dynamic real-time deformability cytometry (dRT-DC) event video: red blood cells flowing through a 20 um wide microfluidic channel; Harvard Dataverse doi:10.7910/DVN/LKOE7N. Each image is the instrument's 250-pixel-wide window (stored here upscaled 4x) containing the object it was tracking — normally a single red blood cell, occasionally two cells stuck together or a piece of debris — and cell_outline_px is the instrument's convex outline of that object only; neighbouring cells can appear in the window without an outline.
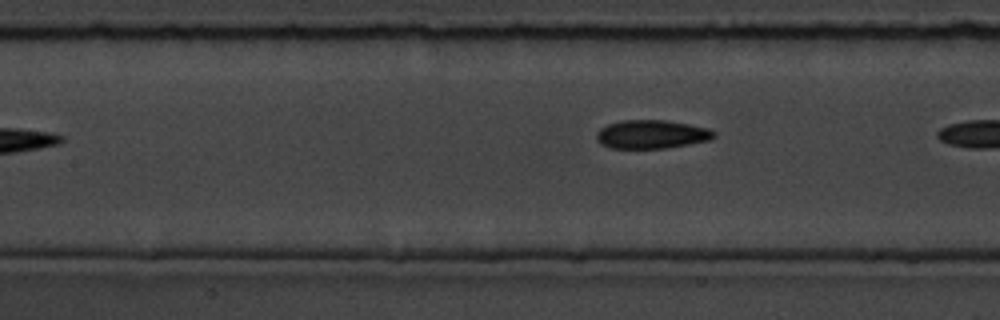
{"species": "common noctule bat (a hibernating species)", "species_latin": "Nyctalus noctula", "temperature_condition": "room temperature", "stored_images_in_passage": 8, "camera_frame_rate_fps": 3000, "um_per_image_px": 0.085, "animal": {"sex": "male", "body_mass_g": 19.5, "forearm_length_mm": 54.6}, "frame": {"image": 1, "passage_image": 8, "time_ms": 8.0, "image_size_px": [1000, 320], "cell_outline_px": [[716, 136], [708, 140], [688, 144], [664, 148], [612, 148], [600, 144], [596, 140], [596, 132], [600, 128], [608, 124], [624, 120], [664, 120], [688, 124], [708, 128], [716, 132]], "centroid_in_image_um": [55.36, 11.41], "position_along_channel_um": 152.0, "area_um2": 19.48}}